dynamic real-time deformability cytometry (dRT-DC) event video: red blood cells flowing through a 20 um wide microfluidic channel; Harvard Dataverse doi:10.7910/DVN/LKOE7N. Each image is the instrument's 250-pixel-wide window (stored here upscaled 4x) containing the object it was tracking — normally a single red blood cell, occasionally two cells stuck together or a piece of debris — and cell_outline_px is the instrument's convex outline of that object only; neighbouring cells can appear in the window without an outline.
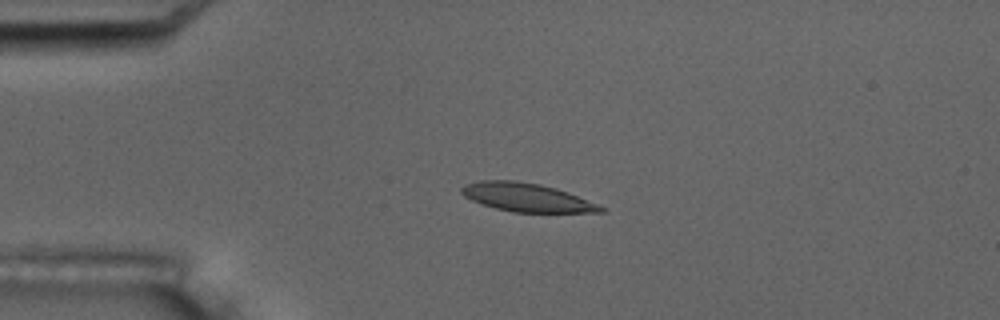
{"species": "common noctule bat (a hibernating species)", "species_latin": "Nyctalus noctula", "temperature_condition": "room temperature", "stored_images_in_passage": 3, "camera_frame_rate_fps": 3000, "um_per_image_px": 0.085, "animal": {"sex": "male", "body_mass_g": 17.5, "forearm_length_mm": 52.3}, "frame": {"image": 1, "passage_image": 3, "time_ms": 3.667, "image_size_px": [1000, 320], "cell_outline_px": [[608, 208], [604, 212], [512, 212], [496, 208], [472, 200], [464, 196], [460, 192], [460, 188], [464, 184], [480, 180], [512, 180], [540, 184], [556, 188], [568, 192]], "centroid_in_image_um": [44.77, 16.77], "position_along_channel_um": 40.2, "area_um2": 23.06}}